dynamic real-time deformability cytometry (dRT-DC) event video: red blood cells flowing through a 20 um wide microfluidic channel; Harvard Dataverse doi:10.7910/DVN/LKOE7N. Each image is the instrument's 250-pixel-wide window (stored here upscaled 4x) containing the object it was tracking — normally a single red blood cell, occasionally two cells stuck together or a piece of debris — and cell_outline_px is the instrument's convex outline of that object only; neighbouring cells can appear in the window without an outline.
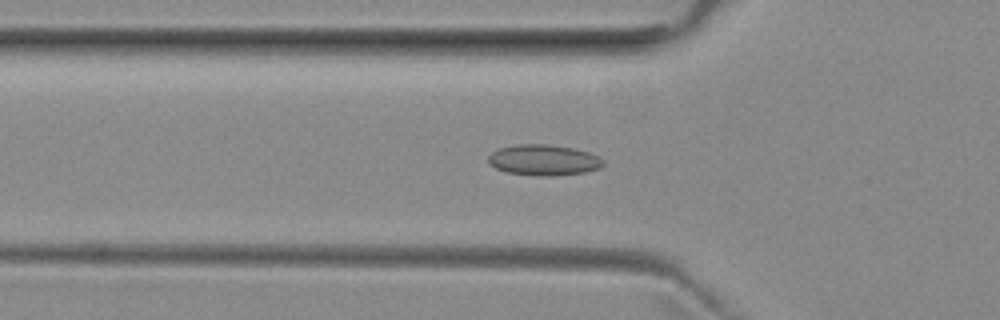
{"species": "common noctule bat (a hibernating species)", "species_latin": "Nyctalus noctula", "temperature_condition": "room temperature", "stored_images_in_passage": 52, "camera_frame_rate_fps": 3000, "um_per_image_px": 0.085, "animal": {"sex": "female", "body_mass_g": 29.2, "forearm_length_mm": 56.3}, "frame": {"image": 1, "passage_image": 17, "time_ms": 5.333, "image_size_px": [1000, 320], "cell_outline_px": [[604, 164], [600, 168], [584, 172], [552, 176], [536, 176], [508, 172], [496, 168], [488, 164], [488, 156], [492, 152], [500, 148], [516, 144], [544, 144], [572, 148], [588, 152], [600, 156], [604, 160]], "centroid_in_image_um": [46.21, 13.6], "position_along_channel_um": 79.6, "area_um2": 20.63}}
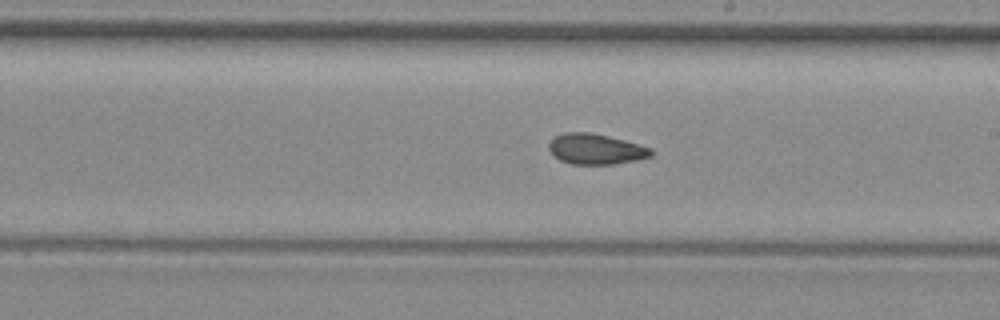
{"frame": {"image": 2, "passage_image": 29, "time_ms": 9.333, "image_size_px": [1000, 320], "cell_outline_px": [[652, 156], [636, 160], [612, 164], [572, 164], [560, 160], [548, 148], [548, 144], [556, 136], [564, 132], [588, 132], [608, 136], [624, 140], [652, 148]], "centroid_in_image_um": [50.65, 12.67], "position_along_channel_um": 238.4, "area_um2": 17.98}}
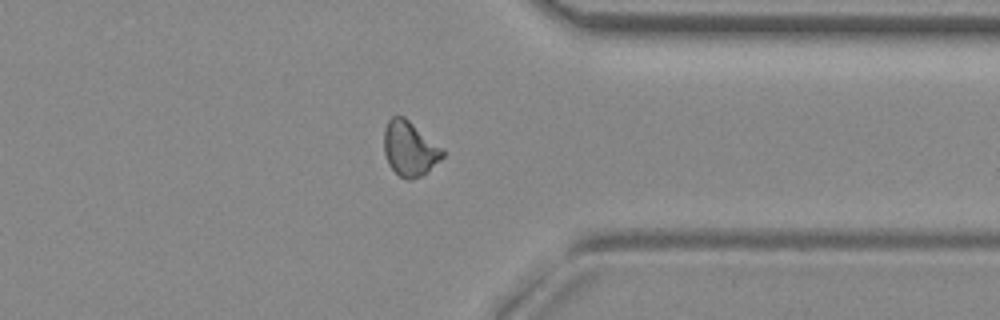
{"frame": {"image": 3, "passage_image": 40, "time_ms": 13.0, "image_size_px": [1000, 320], "cell_outline_px": [[444, 156], [440, 160], [420, 176], [412, 180], [408, 180], [400, 176], [388, 164], [384, 152], [384, 128], [388, 120], [392, 116], [404, 116], [444, 148]], "centroid_in_image_um": [34.82, 12.61], "position_along_channel_um": 376.6, "area_um2": 18.73}, "authors_computed_cell_mechanics": {"area_um2": 18.6405, "velocity_mm_per_s": 3.96, "shape_relaxation_time_tau1_ms": null, "shape_relaxation_time_tau2_ms": 5.6018, "deformation_change_tau1": null, "deformation_change_tau2": 0.1058}}